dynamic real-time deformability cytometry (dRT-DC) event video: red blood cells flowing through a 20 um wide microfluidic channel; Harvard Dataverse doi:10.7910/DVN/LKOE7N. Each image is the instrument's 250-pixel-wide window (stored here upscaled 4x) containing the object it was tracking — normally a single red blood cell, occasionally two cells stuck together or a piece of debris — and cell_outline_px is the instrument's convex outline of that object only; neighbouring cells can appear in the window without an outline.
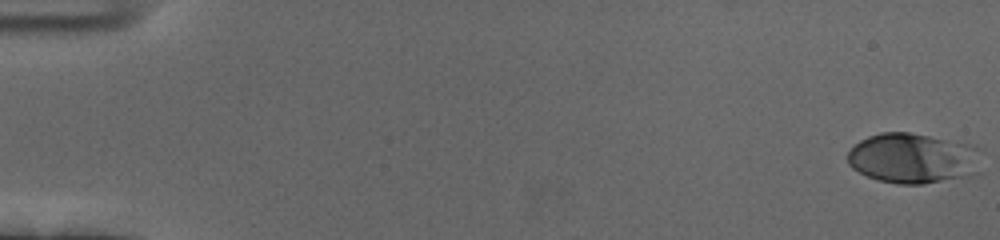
{"species": "human", "species_latin": "Homo sapiens", "temperature_condition": "cold", "stored_images_in_passage": 56, "camera_frame_rate_fps": 3000, "um_per_image_px": 0.085, "donor": {"sex": "female"}, "frame": {"image": 1, "passage_image": 1, "time_ms": 0.0, "image_size_px": [1000, 240], "cell_outline_px": [[984, 152], [980, 172], [972, 176], [924, 184], [896, 184], [880, 180], [868, 176], [852, 168], [848, 164], [848, 152], [860, 140], [868, 136], [880, 132], [908, 132], [976, 144], [984, 148]], "centroid_in_image_um": [77.76, 13.45], "position_along_channel_um": 7.2, "area_um2": 40.34}}
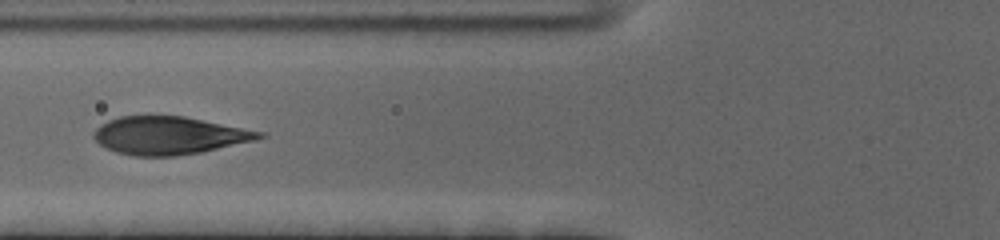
{"frame": {"image": 2, "passage_image": 23, "time_ms": 7.333, "image_size_px": [1000, 240], "cell_outline_px": [[268, 136], [256, 140], [200, 152], [176, 156], [132, 156], [116, 152], [104, 148], [92, 136], [92, 132], [100, 124], [108, 120], [120, 116], [184, 116], [264, 132]], "centroid_in_image_um": [14.34, 11.52], "position_along_channel_um": 111.5, "area_um2": 36.59}}
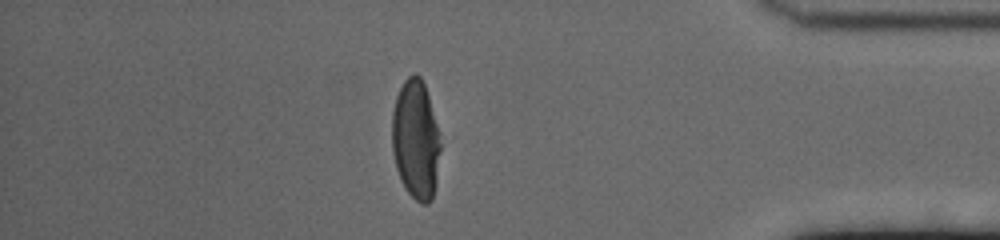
{"frame": {"image": 3, "passage_image": 49, "time_ms": 16.0, "image_size_px": [1000, 240], "cell_outline_px": [[440, 152], [436, 180], [432, 200], [428, 204], [420, 204], [404, 188], [400, 180], [396, 168], [392, 152], [392, 112], [396, 96], [404, 80], [408, 76], [416, 72], [420, 76], [424, 84], [428, 96], [436, 124], [440, 144]], "centroid_in_image_um": [35.31, 11.89], "position_along_channel_um": 399.9, "area_um2": 33.64}}